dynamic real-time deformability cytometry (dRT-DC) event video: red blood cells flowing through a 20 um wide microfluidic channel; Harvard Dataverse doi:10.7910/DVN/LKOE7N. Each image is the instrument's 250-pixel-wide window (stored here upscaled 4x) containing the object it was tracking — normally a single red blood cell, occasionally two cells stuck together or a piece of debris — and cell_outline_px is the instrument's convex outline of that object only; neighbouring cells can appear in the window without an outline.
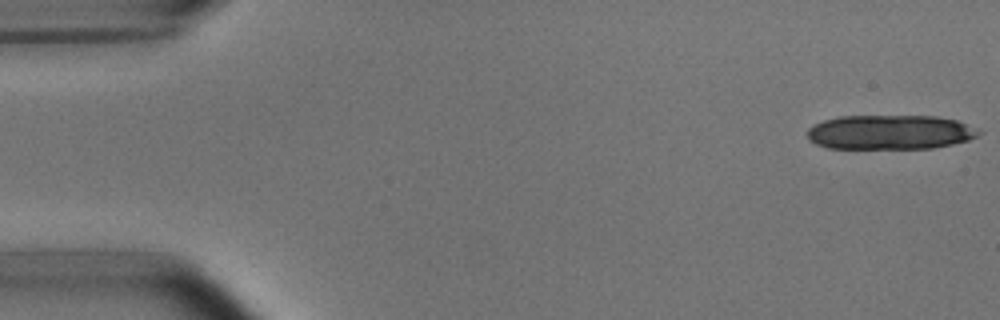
{"species": "common noctule bat (a hibernating species)", "species_latin": "Nyctalus noctula", "temperature_condition": "room temperature", "stored_images_in_passage": 19, "camera_frame_rate_fps": 3000, "um_per_image_px": 0.085, "animal": {"sex": "male", "body_mass_g": 15.6}, "frame": {"image": 1, "passage_image": 1, "time_ms": 0.0, "image_size_px": [1000, 320], "cell_outline_px": [[984, 132], [968, 140], [952, 144], [932, 148], [828, 148], [816, 144], [808, 140], [808, 128], [824, 120], [840, 116], [936, 116], [956, 120]], "centroid_in_image_um": [75.64, 11.23], "position_along_channel_um": 9.4, "area_um2": 34.33}}